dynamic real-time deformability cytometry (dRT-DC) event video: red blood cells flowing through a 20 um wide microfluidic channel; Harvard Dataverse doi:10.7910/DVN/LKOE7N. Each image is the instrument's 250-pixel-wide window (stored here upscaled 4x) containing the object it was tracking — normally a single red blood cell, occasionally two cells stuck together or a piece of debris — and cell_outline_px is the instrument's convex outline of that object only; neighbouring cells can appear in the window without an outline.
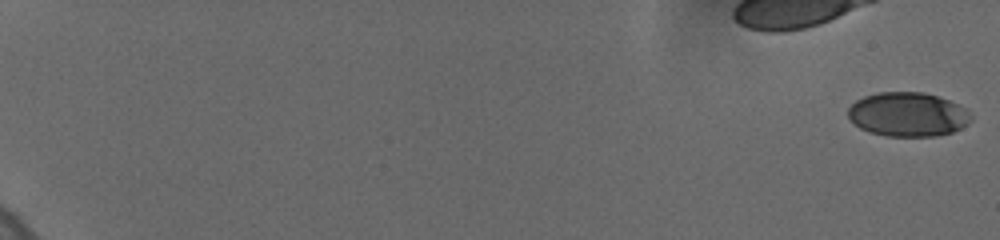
{"species": "human", "species_latin": "Homo sapiens", "temperature_condition": "cold", "stored_images_in_passage": 58, "camera_frame_rate_fps": 3000, "um_per_image_px": 0.085, "donor": {"sex": "female"}, "frame": {"image": 1, "passage_image": 1, "time_ms": 0.0, "image_size_px": [1000, 240], "cell_outline_px": [[972, 120], [968, 124], [952, 132], [936, 136], [888, 136], [868, 132], [860, 128], [848, 116], [848, 108], [856, 100], [864, 96], [880, 92], [924, 92], [948, 100], [964, 108], [972, 116]], "centroid_in_image_um": [77.16, 9.73], "position_along_channel_um": 7.8, "area_um2": 31.5}}
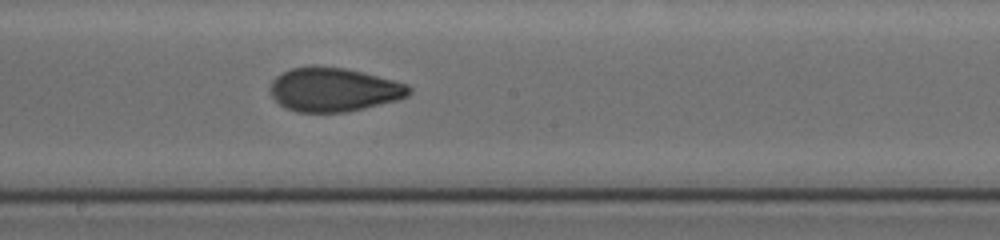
{"frame": {"image": 2, "passage_image": 36, "time_ms": 12.0, "image_size_px": [1000, 240], "cell_outline_px": [[412, 92], [408, 96], [396, 100], [348, 112], [296, 112], [284, 108], [272, 96], [268, 88], [272, 80], [276, 76], [292, 68], [312, 64], [344, 68], [408, 84], [412, 88]], "centroid_in_image_um": [28.33, 7.61], "position_along_channel_um": 219.9, "area_um2": 35.66}}
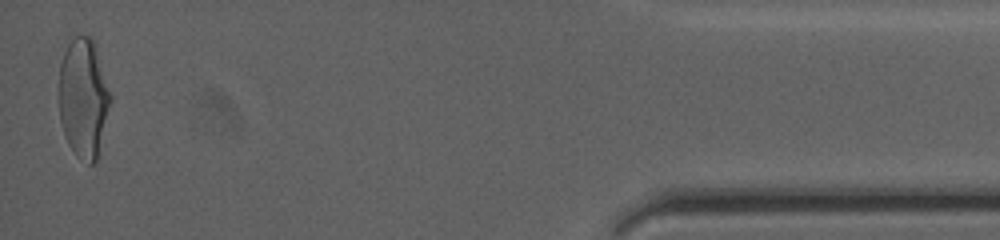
{"frame": {"image": 3, "passage_image": 58, "time_ms": 19.333, "image_size_px": [1000, 240], "cell_outline_px": [[112, 100], [96, 160], [92, 164], [88, 164], [76, 156], [68, 144], [60, 120], [60, 64], [64, 52], [68, 44], [76, 36], [92, 36], [96, 44], [112, 96]], "centroid_in_image_um": [7.12, 8.31], "position_along_channel_um": 428.1, "area_um2": 35.84}, "authors_computed_cell_mechanics": {"area_um2": 34.5355, "velocity_mm_per_s": 3.7042, "shape_relaxation_time_tau1_ms": 6.0753, "shape_relaxation_time_tau2_ms": 1.1458, "deformation_change_tau1": 0.1753, "deformation_change_tau2": 0.0621}}